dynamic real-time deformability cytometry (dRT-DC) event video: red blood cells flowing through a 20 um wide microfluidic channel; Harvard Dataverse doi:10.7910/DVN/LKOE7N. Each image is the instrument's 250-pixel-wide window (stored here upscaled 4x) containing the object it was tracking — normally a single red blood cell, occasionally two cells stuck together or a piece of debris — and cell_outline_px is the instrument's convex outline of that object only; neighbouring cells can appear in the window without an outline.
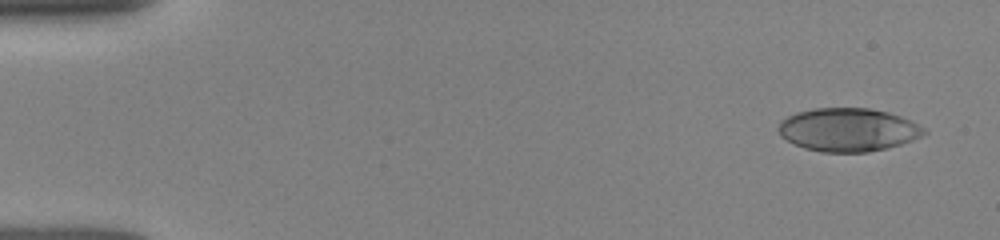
{"species": "human", "species_latin": "Homo sapiens", "temperature_condition": "room temperature", "stored_images_in_passage": 15, "camera_frame_rate_fps": 3000, "um_per_image_px": 0.085, "donor": {"sex": "female"}, "frame": {"image": 1, "passage_image": 1, "time_ms": 0.0, "image_size_px": [1000, 240], "cell_outline_px": [[928, 132], [912, 140], [888, 148], [868, 152], [820, 152], [804, 148], [780, 136], [776, 128], [780, 120], [796, 112], [816, 108], [868, 108], [888, 112], [900, 116], [924, 128]], "centroid_in_image_um": [72.04, 11.03], "position_along_channel_um": 13.0, "area_um2": 36.7}}
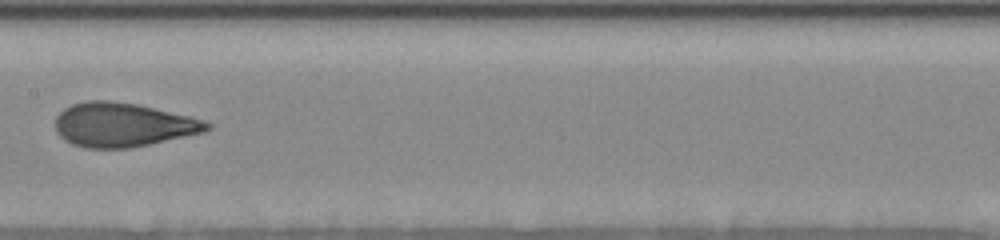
{"frame": {"image": 2, "passage_image": 8, "time_ms": 7.667, "image_size_px": [1000, 240], "cell_outline_px": [[212, 128], [204, 132], [132, 148], [88, 148], [72, 144], [64, 140], [56, 132], [56, 116], [64, 108], [72, 104], [84, 100], [112, 100], [136, 104], [188, 116], [204, 120], [212, 124]], "centroid_in_image_um": [10.42, 10.61], "position_along_channel_um": 197.0, "area_um2": 38.96}}
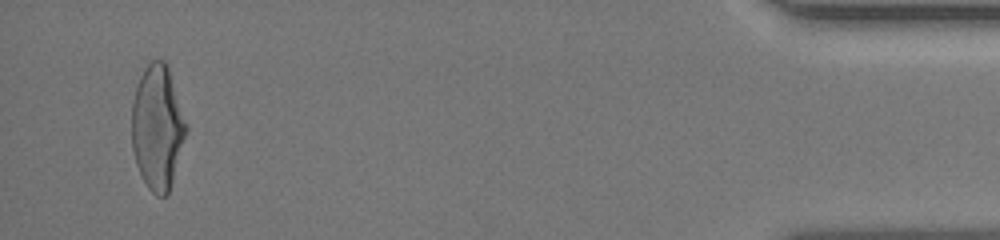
{"frame": {"image": 3, "passage_image": 15, "time_ms": 15.0, "image_size_px": [1000, 240], "cell_outline_px": [[188, 128], [168, 196], [156, 196], [148, 188], [136, 164], [132, 148], [132, 104], [136, 88], [140, 76], [144, 68], [152, 60], [164, 60], [168, 64], [188, 124]], "centroid_in_image_um": [13.4, 10.81], "position_along_channel_um": 421.8, "area_um2": 39.77}}